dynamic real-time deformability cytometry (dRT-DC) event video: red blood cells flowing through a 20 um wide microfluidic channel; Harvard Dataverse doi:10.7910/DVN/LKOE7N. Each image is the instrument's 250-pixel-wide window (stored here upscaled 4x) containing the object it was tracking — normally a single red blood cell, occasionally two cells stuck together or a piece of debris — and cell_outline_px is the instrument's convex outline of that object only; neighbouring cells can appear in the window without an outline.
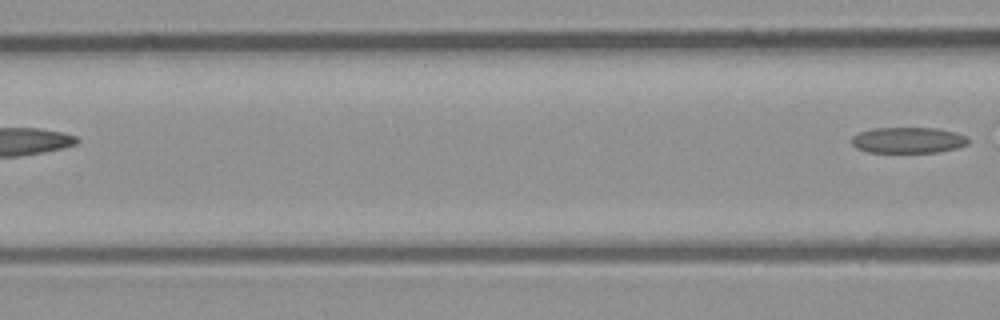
{"species": "common noctule bat (a hibernating species)", "species_latin": "Nyctalus noctula", "temperature_condition": "room temperature", "stored_images_in_passage": 3, "camera_frame_rate_fps": 3000, "um_per_image_px": 0.085, "animal": {"sex": "male", "body_mass_g": 23.1, "forearm_length_mm": 52.7}, "frame": {"image": 1, "passage_image": 3, "time_ms": 0.667, "image_size_px": [1000, 320], "cell_outline_px": [[968, 144], [956, 148], [936, 152], [868, 152], [856, 148], [852, 144], [852, 136], [860, 132], [872, 128], [936, 128], [956, 132], [964, 136], [968, 140]], "centroid_in_image_um": [77.16, 11.91], "position_along_channel_um": 89.4, "area_um2": 17.51}}